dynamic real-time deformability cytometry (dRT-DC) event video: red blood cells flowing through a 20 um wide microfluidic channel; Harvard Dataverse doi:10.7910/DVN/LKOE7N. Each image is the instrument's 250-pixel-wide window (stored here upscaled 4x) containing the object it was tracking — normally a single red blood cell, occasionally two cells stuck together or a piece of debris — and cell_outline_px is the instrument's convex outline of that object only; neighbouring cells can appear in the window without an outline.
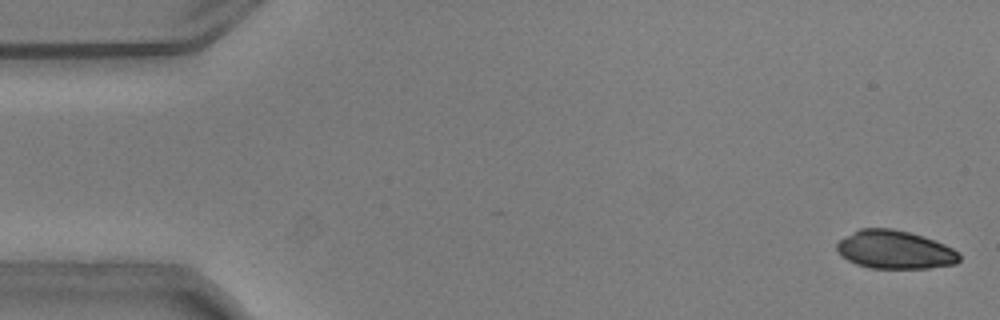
{"species": "common noctule bat (a hibernating species)", "species_latin": "Nyctalus noctula", "temperature_condition": "warm", "stored_images_in_passage": 54, "camera_frame_rate_fps": 3000, "um_per_image_px": 0.085, "animal": {"sex": "male", "body_mass_g": 20.5, "forearm_length_mm": 52.5}, "frame": {"image": 1, "passage_image": 2, "time_ms": 0.333, "image_size_px": [1000, 320], "cell_outline_px": [[960, 260], [956, 264], [928, 268], [872, 268], [856, 264], [840, 256], [836, 248], [836, 244], [840, 240], [860, 228], [892, 228], [924, 236], [944, 244], [960, 252]], "centroid_in_image_um": [76.08, 21.23], "position_along_channel_um": 8.9, "area_um2": 27.4}}
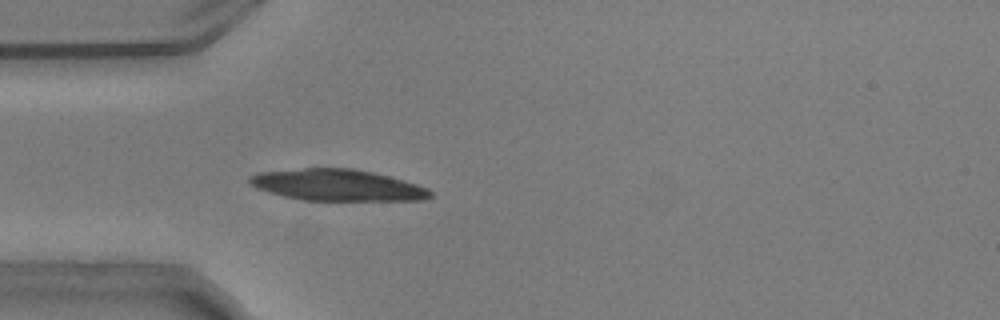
{"frame": {"image": 2, "passage_image": 16, "time_ms": 5.0, "image_size_px": [1000, 320], "cell_outline_px": [[432, 196], [424, 200], [304, 200], [284, 196], [268, 192], [256, 188], [248, 180], [248, 176], [256, 172], [304, 168], [352, 168], [372, 172], [404, 180], [428, 188], [432, 192]], "centroid_in_image_um": [28.65, 15.73], "position_along_channel_um": 56.3, "area_um2": 33.06}}
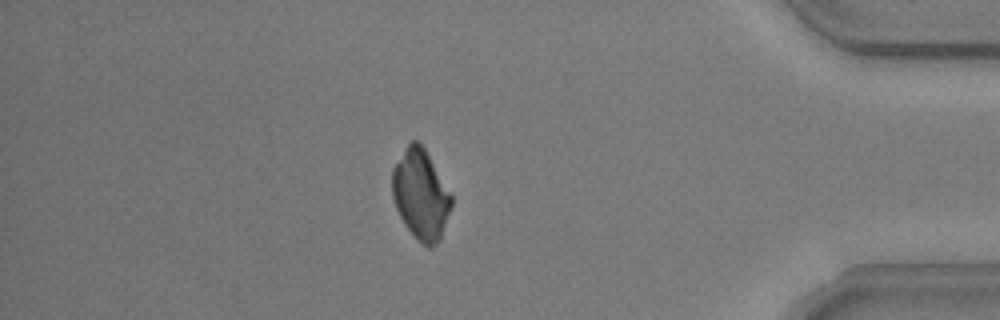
{"frame": {"image": 3, "passage_image": 47, "time_ms": 15.333, "image_size_px": [1000, 320], "cell_outline_px": [[452, 204], [440, 240], [432, 248], [428, 248], [404, 224], [396, 208], [392, 196], [392, 168], [408, 144], [412, 140], [416, 140], [424, 148], [452, 196]], "centroid_in_image_um": [35.75, 16.54], "position_along_channel_um": 399.4, "area_um2": 30.46}}